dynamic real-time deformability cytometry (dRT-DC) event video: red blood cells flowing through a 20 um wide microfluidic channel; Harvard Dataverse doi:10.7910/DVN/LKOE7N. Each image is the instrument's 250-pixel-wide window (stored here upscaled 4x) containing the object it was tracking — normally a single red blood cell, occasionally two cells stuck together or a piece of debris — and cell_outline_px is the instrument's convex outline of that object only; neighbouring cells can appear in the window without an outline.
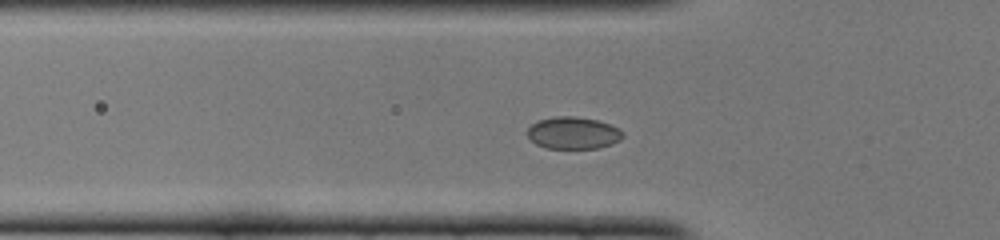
{"species": "common noctule bat (a hibernating species)", "species_latin": "Nyctalus noctula", "temperature_condition": "cold", "stored_images_in_passage": 46, "camera_frame_rate_fps": 3000, "um_per_image_px": 0.085, "animal": {"sex": "female", "body_mass_g": 22.0, "forearm_length_mm": 56.7}, "frame": {"image": 1, "passage_image": 11, "time_ms": 3.333, "image_size_px": [1000, 240], "cell_outline_px": [[624, 136], [620, 140], [612, 144], [596, 148], [544, 148], [536, 144], [528, 136], [528, 128], [532, 124], [540, 120], [552, 116], [576, 116], [596, 120], [620, 128], [624, 132]], "centroid_in_image_um": [48.74, 11.3], "position_along_channel_um": 77.1, "area_um2": 17.86}}
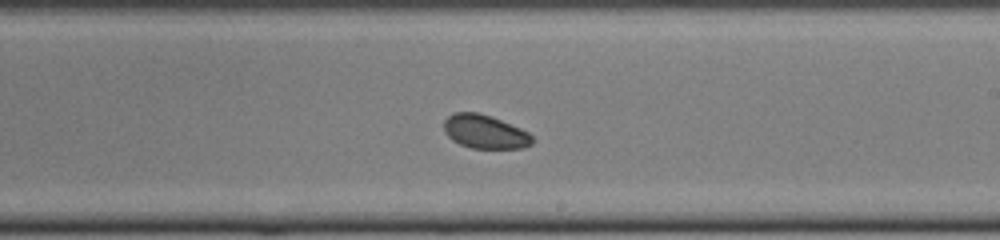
{"frame": {"image": 2, "passage_image": 24, "time_ms": 7.667, "image_size_px": [1000, 240], "cell_outline_px": [[532, 144], [524, 148], [472, 148], [460, 144], [452, 140], [444, 132], [444, 120], [452, 112], [476, 112], [492, 116], [520, 128], [528, 132], [532, 136]], "centroid_in_image_um": [41.2, 11.19], "position_along_channel_um": 247.8, "area_um2": 17.4}}
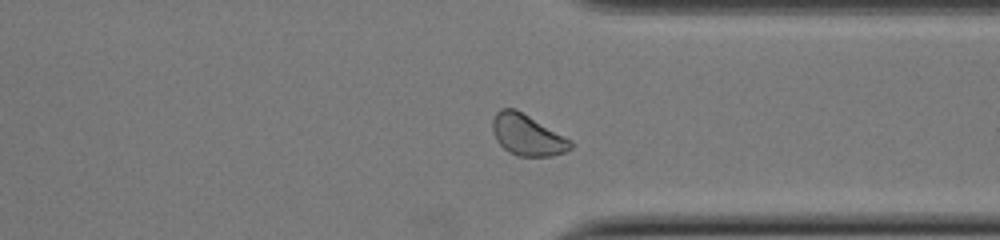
{"frame": {"image": 3, "passage_image": 33, "time_ms": 10.667, "image_size_px": [1000, 240], "cell_outline_px": [[572, 148], [564, 152], [552, 156], [516, 156], [508, 152], [496, 140], [492, 128], [492, 120], [496, 112], [500, 108], [516, 108], [572, 140]], "centroid_in_image_um": [44.81, 11.47], "position_along_channel_um": 366.6, "area_um2": 18.84}, "authors_computed_cell_mechanics": {"area_um2": 17.9469, "velocity_mm_per_s": 3.9414, "shape_relaxation_time_tau1_ms": 5.0348, "shape_relaxation_time_tau2_ms": null, "deformation_change_tau1": 0.0291, "deformation_change_tau2": null}}